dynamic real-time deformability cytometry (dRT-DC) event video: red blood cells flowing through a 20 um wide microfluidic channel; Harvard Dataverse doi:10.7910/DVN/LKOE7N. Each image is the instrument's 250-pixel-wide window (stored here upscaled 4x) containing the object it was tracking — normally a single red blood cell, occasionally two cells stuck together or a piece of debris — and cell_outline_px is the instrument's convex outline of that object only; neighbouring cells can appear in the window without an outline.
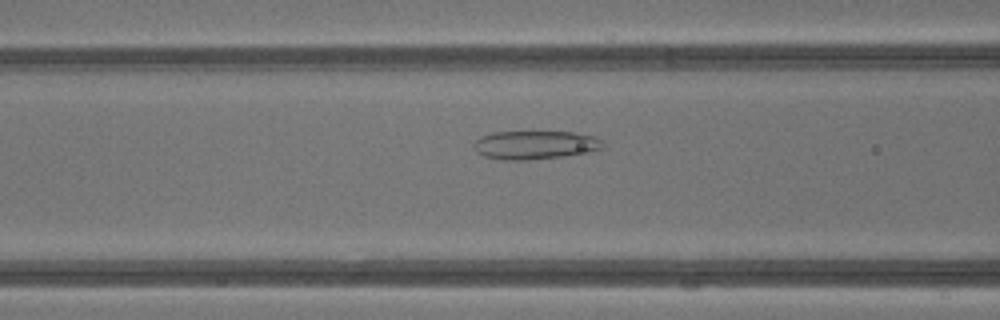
{"species": "common noctule bat (a hibernating species)", "species_latin": "Nyctalus noctula", "temperature_condition": "warm", "stored_images_in_passage": 32, "camera_frame_rate_fps": 3000, "um_per_image_px": 0.085, "animal": {"sex": "male", "body_mass_g": 13.3}, "frame": {"image": 1, "passage_image": 7, "time_ms": 2.0, "image_size_px": [1000, 320], "cell_outline_px": [[604, 148], [588, 152], [564, 156], [524, 160], [504, 160], [484, 156], [476, 152], [472, 144], [480, 136], [492, 132], [572, 132], [592, 136], [604, 140]], "centroid_in_image_um": [45.47, 12.32], "position_along_channel_um": 121.1, "area_um2": 21.5}}
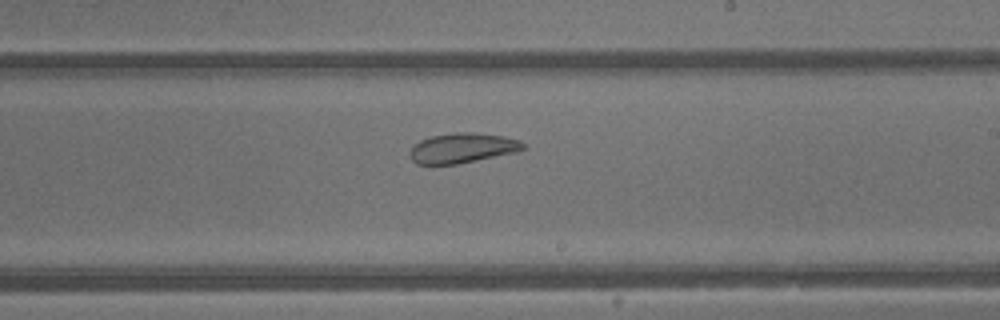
{"frame": {"image": 2, "passage_image": 15, "time_ms": 4.667, "image_size_px": [1000, 320], "cell_outline_px": [[528, 148], [516, 152], [456, 164], [416, 164], [412, 160], [412, 148], [420, 140], [432, 136], [456, 132], [472, 132], [504, 136], [520, 140]], "centroid_in_image_um": [39.36, 12.57], "position_along_channel_um": 249.6, "area_um2": 19.54}}
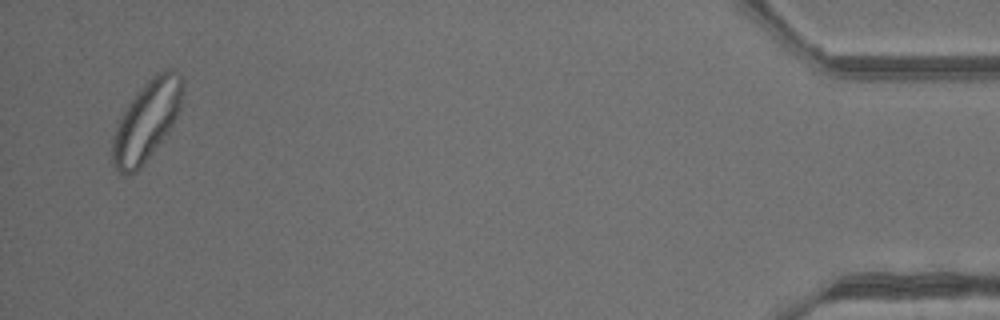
{"frame": {"image": 3, "passage_image": 31, "time_ms": 10.0, "image_size_px": [1000, 320], "cell_outline_px": [[184, 84], [180, 108], [168, 132], [144, 164], [136, 172], [124, 176], [120, 176], [116, 172], [112, 164], [112, 136], [116, 120], [136, 92], [152, 76], [168, 68], [172, 68], [184, 80]], "centroid_in_image_um": [12.41, 10.3], "position_along_channel_um": 422.8, "area_um2": 33.18}, "authors_computed_cell_mechanics": {"area_um2": 22.8021, "velocity_mm_per_s": 4.8275, "shape_relaxation_time_tau1_ms": null, "shape_relaxation_time_tau2_ms": 1.6403, "deformation_change_tau1": null, "deformation_change_tau2": 0.0783}}